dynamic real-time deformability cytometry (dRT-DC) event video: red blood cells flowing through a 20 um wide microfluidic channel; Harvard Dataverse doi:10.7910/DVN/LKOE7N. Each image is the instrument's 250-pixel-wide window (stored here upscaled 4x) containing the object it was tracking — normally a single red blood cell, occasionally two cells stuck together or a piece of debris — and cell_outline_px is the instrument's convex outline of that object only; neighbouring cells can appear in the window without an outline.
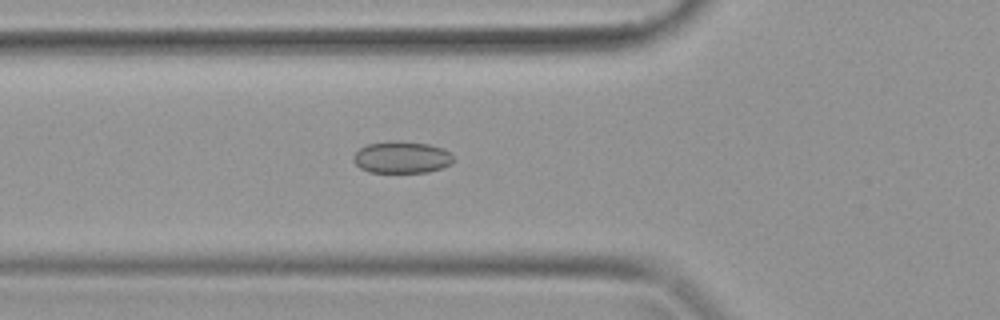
{"species": "common noctule bat (a hibernating species)", "species_latin": "Nyctalus noctula", "temperature_condition": "warm", "stored_images_in_passage": 28, "camera_frame_rate_fps": 3000, "um_per_image_px": 0.085, "animal": {"sex": "female", "body_mass_g": 19.9}, "frame": {"image": 1, "passage_image": 2, "time_ms": 0.333, "image_size_px": [1000, 320], "cell_outline_px": [[456, 160], [452, 164], [428, 172], [368, 172], [360, 168], [352, 160], [352, 156], [360, 148], [368, 144], [392, 140], [396, 140], [428, 144], [444, 148]], "centroid_in_image_um": [34.14, 13.36], "position_along_channel_um": 91.7, "area_um2": 18.73}}
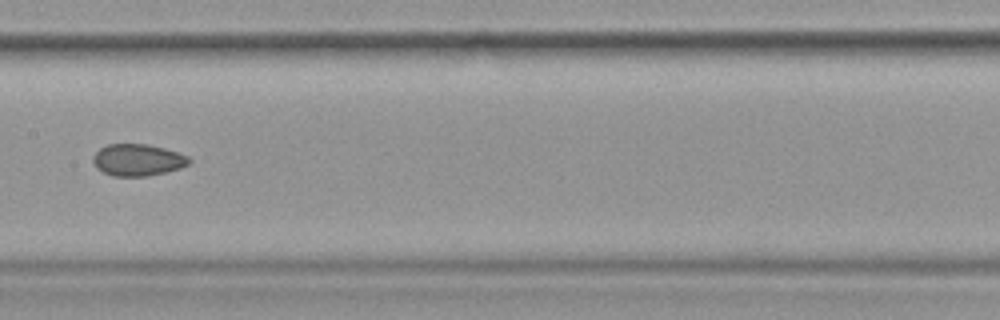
{"frame": {"image": 2, "passage_image": 8, "time_ms": 2.333, "image_size_px": [1000, 320], "cell_outline_px": [[192, 160], [188, 164], [180, 168], [148, 176], [112, 176], [96, 168], [92, 160], [92, 156], [100, 148], [108, 144], [148, 144], [164, 148], [188, 156]], "centroid_in_image_um": [11.68, 13.59], "position_along_channel_um": 195.7, "area_um2": 17.8}}
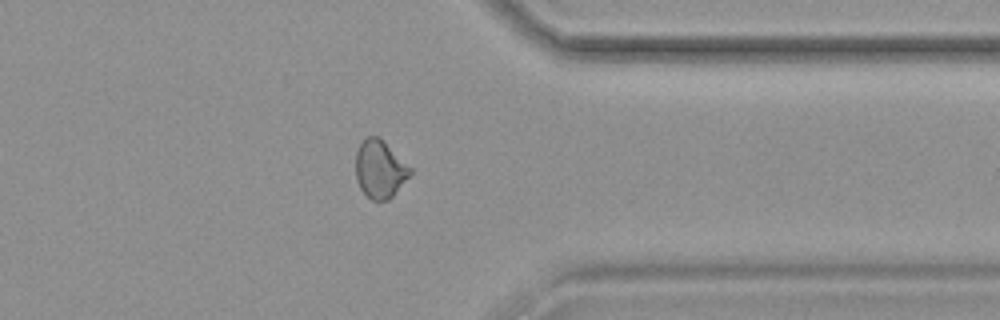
{"frame": {"image": 3, "passage_image": 19, "time_ms": 6.0, "image_size_px": [1000, 320], "cell_outline_px": [[412, 172], [392, 196], [388, 200], [372, 200], [360, 188], [356, 180], [356, 152], [360, 144], [368, 136], [380, 136], [412, 168]], "centroid_in_image_um": [32.29, 14.35], "position_along_channel_um": 379.1, "area_um2": 18.26}}